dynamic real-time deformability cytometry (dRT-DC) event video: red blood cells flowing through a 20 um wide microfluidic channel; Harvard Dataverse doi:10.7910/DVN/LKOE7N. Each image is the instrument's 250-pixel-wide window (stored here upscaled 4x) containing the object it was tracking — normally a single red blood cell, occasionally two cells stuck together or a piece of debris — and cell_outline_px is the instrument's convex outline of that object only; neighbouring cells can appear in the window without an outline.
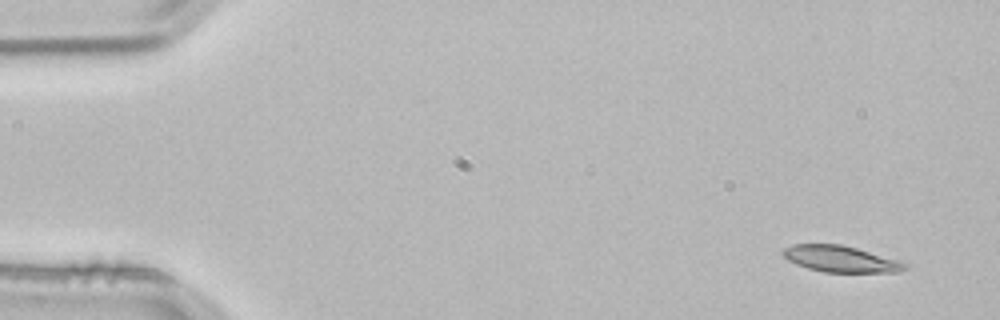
{"species": "common noctule bat (a hibernating species)", "species_latin": "Nyctalus noctula", "temperature_condition": "room temperature", "stored_images_in_passage": 3, "camera_frame_rate_fps": 3000, "um_per_image_px": 0.085, "animal": {"sex": "male", "body_mass_g": 21.5, "forearm_length_mm": 52.0}, "frame": {"image": 1, "passage_image": 1, "time_ms": 0.0, "image_size_px": [1000, 320], "cell_outline_px": [[908, 268], [900, 272], [824, 272], [808, 268], [796, 264], [788, 260], [780, 252], [784, 248], [792, 244], [840, 244], [856, 248], [908, 264]], "centroid_in_image_um": [71.4, 22.01], "position_along_channel_um": 13.6, "area_um2": 18.5}}